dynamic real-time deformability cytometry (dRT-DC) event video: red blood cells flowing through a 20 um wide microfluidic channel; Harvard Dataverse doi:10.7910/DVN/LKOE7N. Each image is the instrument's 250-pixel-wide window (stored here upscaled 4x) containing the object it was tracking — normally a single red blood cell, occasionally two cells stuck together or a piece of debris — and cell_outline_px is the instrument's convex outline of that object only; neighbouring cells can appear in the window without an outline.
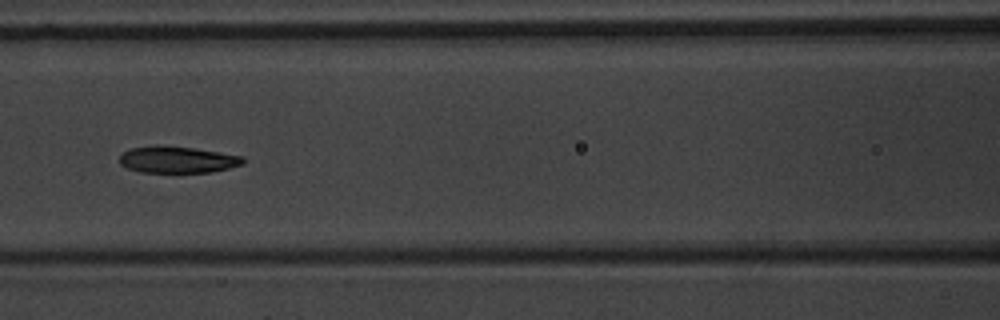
{"species": "common noctule bat (a hibernating species)", "species_latin": "Nyctalus noctula", "temperature_condition": "warm", "stored_images_in_passage": 9, "camera_frame_rate_fps": 3000, "um_per_image_px": 0.085, "animal": {"sex": "male", "body_mass_g": 20.1, "forearm_length_mm": 53.5}, "frame": {"image": 1, "passage_image": 8, "time_ms": 8.333, "image_size_px": [1000, 320], "cell_outline_px": [[244, 164], [228, 168], [208, 172], [140, 172], [128, 168], [120, 164], [120, 156], [124, 152], [132, 148], [156, 144], [160, 144], [192, 148], [220, 152], [244, 156]], "centroid_in_image_um": [15.08, 13.55], "position_along_channel_um": 151.5, "area_um2": 19.19}}
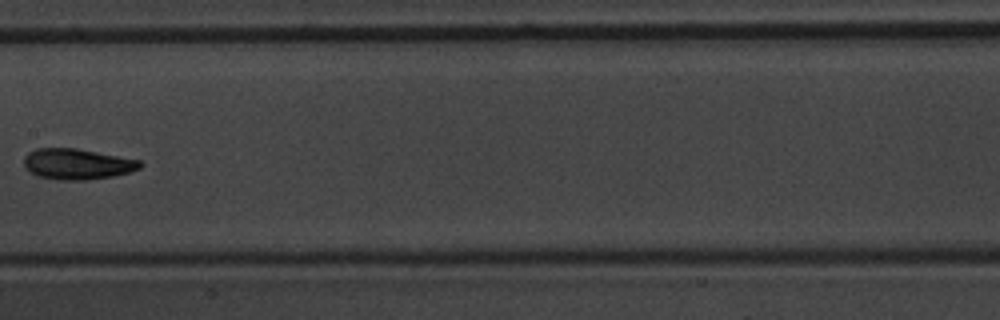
{"frame": {"image": 2, "passage_image": 9, "time_ms": 9.667, "image_size_px": [1000, 320], "cell_outline_px": [[144, 164], [140, 168], [128, 172], [112, 176], [84, 180], [60, 180], [36, 176], [24, 168], [24, 156], [28, 152], [36, 148], [76, 148], [140, 160]], "centroid_in_image_um": [6.52, 13.94], "position_along_channel_um": 200.9, "area_um2": 20.87}}